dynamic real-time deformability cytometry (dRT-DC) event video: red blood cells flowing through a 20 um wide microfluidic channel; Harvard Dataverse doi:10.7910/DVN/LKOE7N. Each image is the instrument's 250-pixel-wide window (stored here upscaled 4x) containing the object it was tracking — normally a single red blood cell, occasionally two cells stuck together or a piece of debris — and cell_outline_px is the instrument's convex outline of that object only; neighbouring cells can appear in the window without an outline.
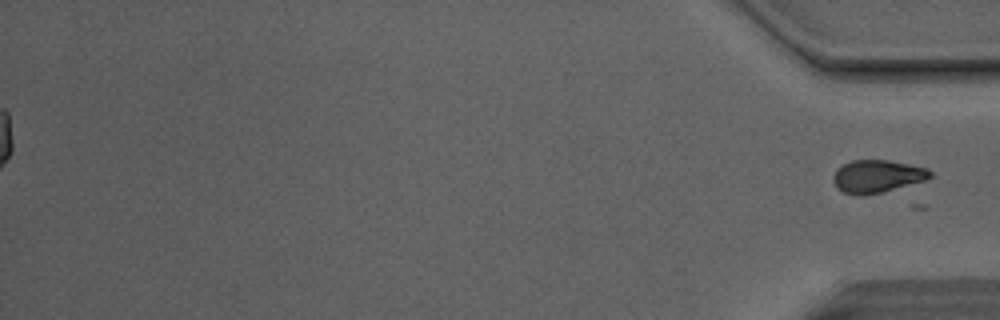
{"species": "Egyptian fruit bat (a non-hibernating species)", "species_latin": "Rousettus aegyptiacus", "temperature_condition": "room temperature", "stored_images_in_passage": 37, "segment_of_instrument_passage": [2, 2], "camera_frame_rate_fps": 3000, "um_per_image_px": 0.085, "animal": {"sex": "male"}, "frame": {"image": 1, "passage_image": 37, "time_ms": 12.0, "image_size_px": [1000, 320], "cell_outline_px": [[932, 176], [924, 180], [880, 192], [864, 196], [860, 196], [844, 192], [836, 188], [832, 180], [832, 176], [836, 168], [852, 160], [888, 160], [928, 168], [932, 172]], "centroid_in_image_um": [74.5, 14.98], "position_along_channel_um": 360.7, "area_um2": 18.38}}